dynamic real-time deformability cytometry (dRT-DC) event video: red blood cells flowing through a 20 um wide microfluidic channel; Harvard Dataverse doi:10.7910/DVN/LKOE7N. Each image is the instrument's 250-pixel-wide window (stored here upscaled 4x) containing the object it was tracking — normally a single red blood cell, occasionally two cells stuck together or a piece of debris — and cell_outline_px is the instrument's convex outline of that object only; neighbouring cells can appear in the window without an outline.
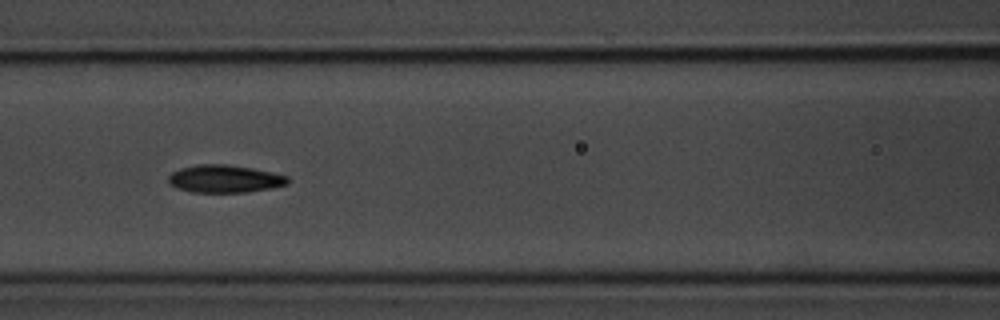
{"species": "common noctule bat (a hibernating species)", "species_latin": "Nyctalus noctula", "temperature_condition": "room temperature", "stored_images_in_passage": 39, "camera_frame_rate_fps": 3000, "um_per_image_px": 0.085, "animal": {"sex": "male", "body_mass_g": 20.1, "forearm_length_mm": 53.5}, "frame": {"image": 1, "passage_image": 12, "time_ms": 3.667, "image_size_px": [1000, 320], "cell_outline_px": [[288, 184], [272, 188], [244, 192], [192, 192], [176, 188], [168, 184], [168, 176], [172, 172], [180, 168], [196, 164], [224, 164], [252, 168], [272, 172], [288, 176]], "centroid_in_image_um": [19.06, 15.2], "position_along_channel_um": 147.5, "area_um2": 19.31}, "authors_computed_cell_mechanics": {"area_um2": 18.9006, "velocity_mm_per_s": 3.694, "shape_relaxation_time_tau1_ms": 2.6197, "shape_relaxation_time_tau2_ms": 4.6732, "deformation_change_tau1": 0.153, "deformation_change_tau2": 0.078}}